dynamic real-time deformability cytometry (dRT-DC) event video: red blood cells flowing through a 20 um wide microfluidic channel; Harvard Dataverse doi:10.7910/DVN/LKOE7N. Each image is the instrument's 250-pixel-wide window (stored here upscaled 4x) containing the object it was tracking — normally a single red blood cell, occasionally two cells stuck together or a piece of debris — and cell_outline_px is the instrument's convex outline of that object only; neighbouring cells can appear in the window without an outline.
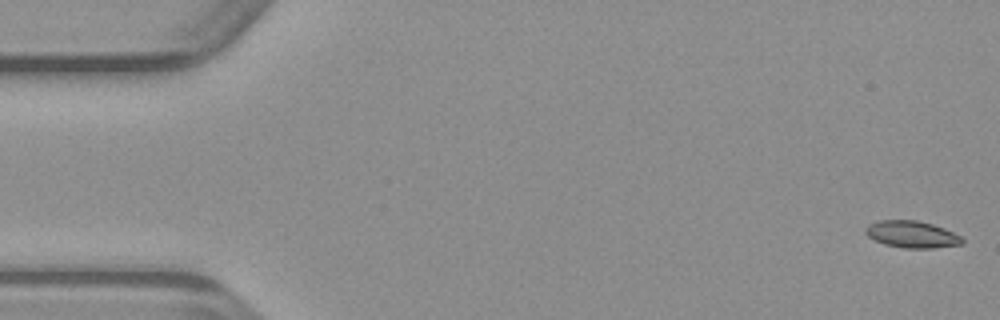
{"species": "common noctule bat (a hibernating species)", "species_latin": "Nyctalus noctula", "temperature_condition": "warm", "stored_images_in_passage": 49, "camera_frame_rate_fps": 3000, "um_per_image_px": 0.085, "animal": {"sex": "male", "body_mass_g": 23.1, "forearm_length_mm": 52.7}, "frame": {"image": 1, "passage_image": 1, "time_ms": 0.0, "image_size_px": [1000, 320], "cell_outline_px": [[964, 244], [932, 248], [904, 248], [884, 244], [868, 236], [864, 232], [864, 228], [868, 224], [876, 220], [916, 220], [932, 224], [944, 228], [960, 236], [964, 240]], "centroid_in_image_um": [77.48, 19.91], "position_along_channel_um": 7.5, "area_um2": 15.2}}
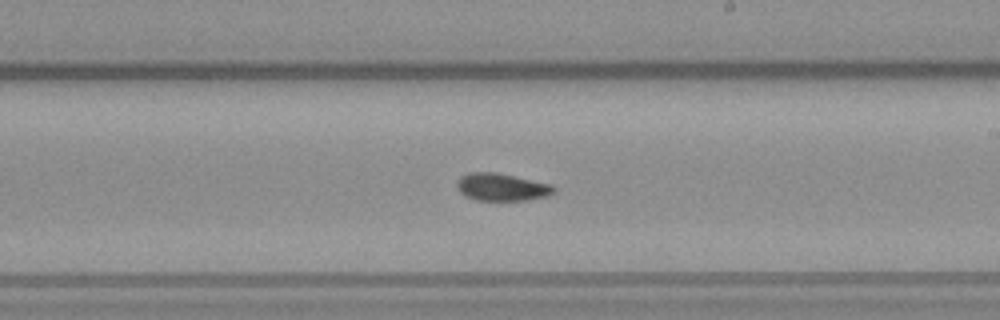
{"frame": {"image": 2, "passage_image": 28, "time_ms": 9.0, "image_size_px": [1000, 320], "cell_outline_px": [[556, 192], [548, 196], [528, 200], [476, 200], [464, 196], [460, 192], [456, 184], [460, 176], [468, 172], [496, 172], [516, 176], [552, 184], [556, 188]], "centroid_in_image_um": [42.66, 15.9], "position_along_channel_um": 246.3, "area_um2": 15.78}}
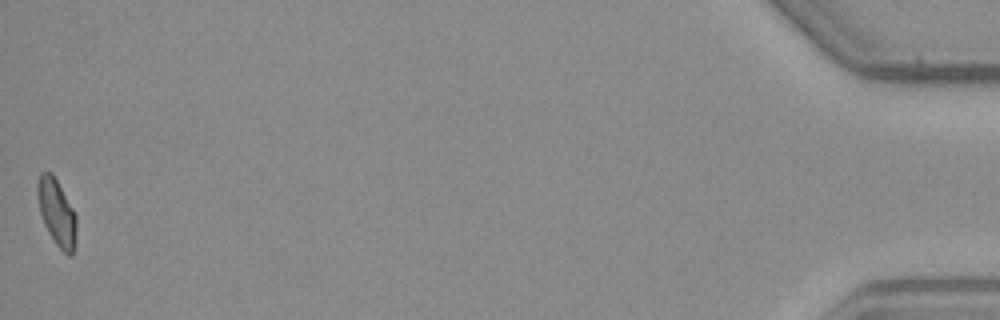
{"frame": {"image": 3, "passage_image": 49, "time_ms": 16.0, "image_size_px": [1000, 320], "cell_outline_px": [[76, 228], [72, 256], [68, 256], [56, 244], [48, 232], [44, 224], [40, 212], [36, 192], [36, 184], [40, 172], [52, 172], [72, 208], [76, 216]], "centroid_in_image_um": [4.79, 18.03], "position_along_channel_um": 430.4, "area_um2": 14.91}}